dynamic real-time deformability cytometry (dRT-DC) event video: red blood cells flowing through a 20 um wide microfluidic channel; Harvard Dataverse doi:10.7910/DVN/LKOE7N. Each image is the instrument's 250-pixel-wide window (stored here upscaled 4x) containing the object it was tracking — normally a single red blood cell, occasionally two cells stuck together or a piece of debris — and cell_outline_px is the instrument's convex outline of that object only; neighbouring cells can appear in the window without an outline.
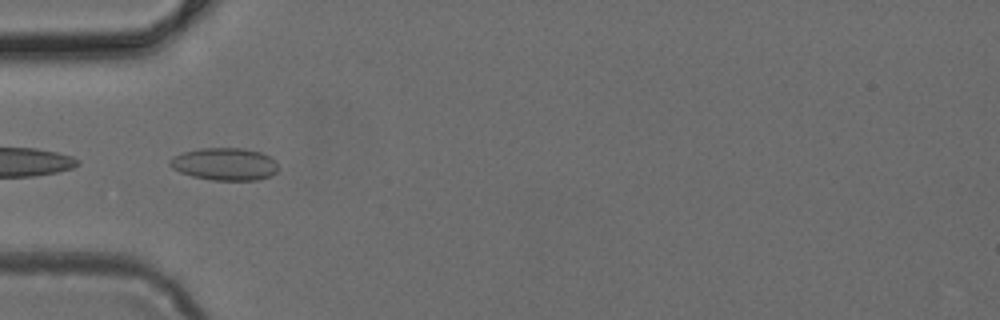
{"species": "common noctule bat (a hibernating species)", "species_latin": "Nyctalus noctula", "temperature_condition": "cold", "stored_images_in_passage": 19, "camera_frame_rate_fps": 3000, "um_per_image_px": 0.085, "animal": {"sex": "female", "body_mass_g": 24.6, "forearm_length_mm": 56.2}, "frame": {"image": 1, "passage_image": 16, "time_ms": 5.0, "image_size_px": [1000, 320], "cell_outline_px": [[276, 172], [268, 176], [256, 180], [212, 180], [192, 176], [180, 172], [172, 168], [168, 164], [168, 160], [184, 152], [200, 148], [244, 148], [260, 152], [276, 160]], "centroid_in_image_um": [19.07, 13.94], "position_along_channel_um": 65.9, "area_um2": 20.35}}